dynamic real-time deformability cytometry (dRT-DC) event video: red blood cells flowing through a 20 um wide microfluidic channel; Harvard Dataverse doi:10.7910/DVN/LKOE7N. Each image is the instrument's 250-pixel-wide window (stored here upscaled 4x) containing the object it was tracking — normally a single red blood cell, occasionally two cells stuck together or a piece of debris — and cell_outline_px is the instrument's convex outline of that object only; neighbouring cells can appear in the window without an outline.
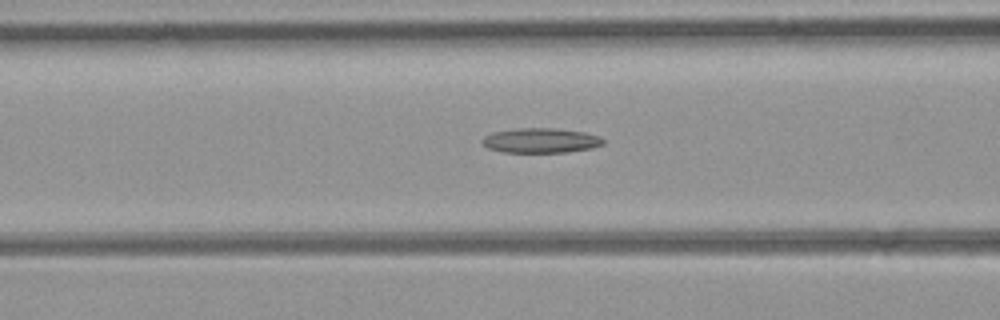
{"species": "common noctule bat (a hibernating species)", "species_latin": "Nyctalus noctula", "temperature_condition": "room temperature", "stored_images_in_passage": 45, "camera_frame_rate_fps": 3000, "um_per_image_px": 0.085, "animal": {"sex": "female", "body_mass_g": 21.9}, "frame": {"image": 1, "passage_image": 19, "time_ms": 6.0, "image_size_px": [1000, 320], "cell_outline_px": [[604, 144], [592, 148], [568, 152], [504, 152], [488, 148], [480, 140], [484, 136], [492, 132], [516, 128], [552, 128], [584, 132], [600, 136], [604, 140]], "centroid_in_image_um": [45.96, 11.94], "position_along_channel_um": 120.6, "area_um2": 17.51}}
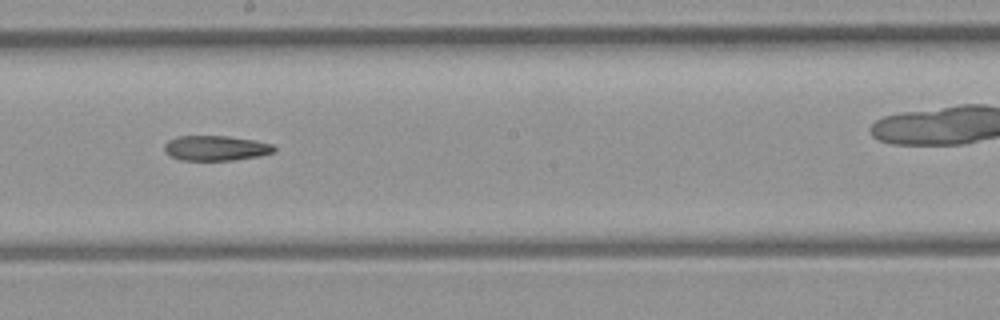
{"frame": {"image": 2, "passage_image": 27, "time_ms": 8.667, "image_size_px": [1000, 320], "cell_outline_px": [[276, 152], [260, 156], [236, 160], [180, 160], [164, 152], [164, 144], [168, 140], [180, 136], [228, 136], [256, 140], [272, 144], [276, 148]], "centroid_in_image_um": [18.38, 12.59], "position_along_channel_um": 229.8, "area_um2": 16.18}}
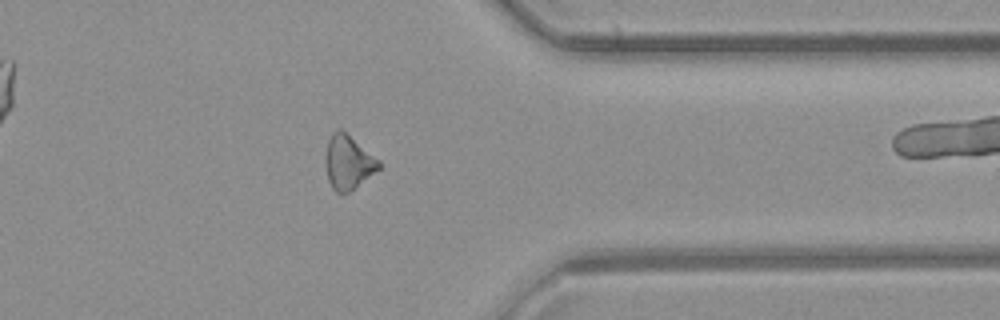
{"frame": {"image": 3, "passage_image": 39, "time_ms": 12.667, "image_size_px": [1000, 320], "cell_outline_px": [[380, 168], [348, 192], [336, 192], [332, 188], [328, 180], [324, 160], [324, 156], [328, 140], [332, 132], [336, 128], [340, 128], [380, 160]], "centroid_in_image_um": [29.56, 13.76], "position_along_channel_um": 381.8, "area_um2": 16.7}}